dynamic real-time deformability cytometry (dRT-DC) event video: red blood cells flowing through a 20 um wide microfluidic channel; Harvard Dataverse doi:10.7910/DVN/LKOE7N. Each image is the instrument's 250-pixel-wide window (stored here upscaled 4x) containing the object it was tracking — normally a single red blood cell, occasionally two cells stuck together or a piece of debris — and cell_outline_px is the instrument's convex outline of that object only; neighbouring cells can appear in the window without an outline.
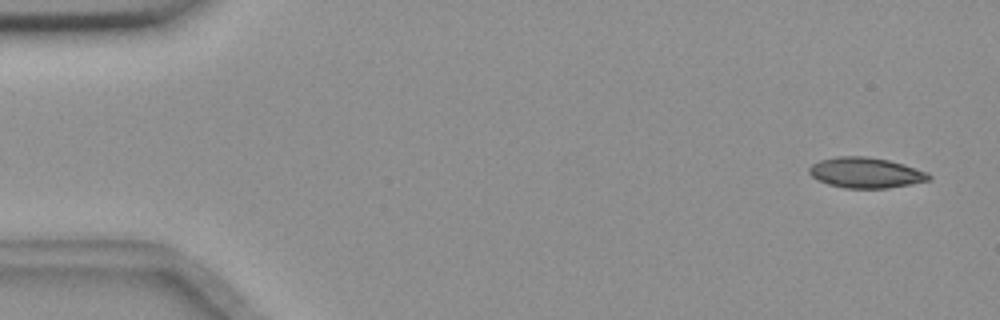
{"species": "common noctule bat (a hibernating species)", "species_latin": "Nyctalus noctula", "temperature_condition": "room temperature", "stored_images_in_passage": 5, "camera_frame_rate_fps": 3000, "um_per_image_px": 0.085, "animal": {"sex": "female", "body_mass_g": 18.4}, "frame": {"image": 1, "passage_image": 1, "time_ms": 0.0, "image_size_px": [1000, 320], "cell_outline_px": [[932, 176], [928, 180], [888, 188], [844, 188], [828, 184], [812, 176], [808, 172], [808, 168], [812, 164], [820, 160], [836, 156], [864, 156], [888, 160], [904, 164], [928, 172]], "centroid_in_image_um": [73.57, 14.67], "position_along_channel_um": 11.4, "area_um2": 21.15}}